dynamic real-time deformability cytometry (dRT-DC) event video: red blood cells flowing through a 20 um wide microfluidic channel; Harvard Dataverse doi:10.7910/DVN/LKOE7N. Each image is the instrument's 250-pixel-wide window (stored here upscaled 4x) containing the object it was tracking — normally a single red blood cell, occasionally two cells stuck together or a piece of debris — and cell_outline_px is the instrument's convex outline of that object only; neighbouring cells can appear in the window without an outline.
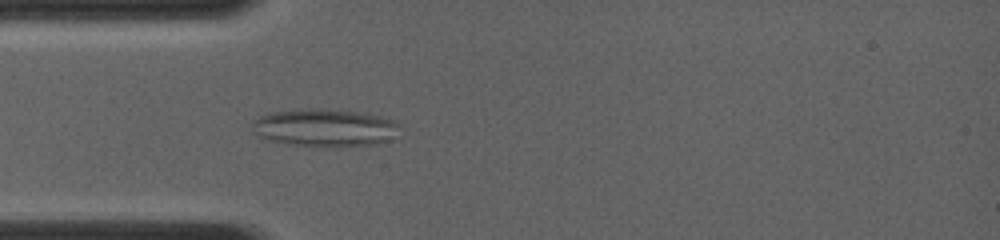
{"species": "common noctule bat (a hibernating species)", "species_latin": "Nyctalus noctula", "temperature_condition": "room temperature", "stored_images_in_passage": 49, "camera_frame_rate_fps": 4000, "um_per_image_px": 0.085, "animal": {"sex": "female", "body_mass_g": 19.0, "forearm_length_mm": 56.7}, "frame": {"image": 1, "passage_image": 11, "time_ms": 4.0, "image_size_px": [1000, 240], "cell_outline_px": [[396, 124], [388, 140], [376, 144], [288, 144], [268, 140], [256, 136], [252, 132], [252, 120], [268, 112], [312, 108], [320, 108], [356, 112], [380, 116], [396, 120]], "centroid_in_image_um": [27.44, 10.81], "position_along_channel_um": 57.6, "area_um2": 31.21}}
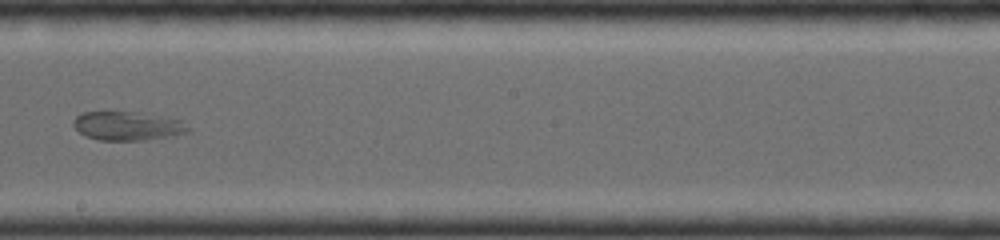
{"frame": {"image": 2, "passage_image": 21, "time_ms": 8.25, "image_size_px": [1000, 240], "cell_outline_px": [[192, 128], [188, 132], [168, 136], [144, 140], [100, 140], [84, 136], [72, 124], [72, 120], [76, 116], [84, 112], [136, 112], [184, 120]], "centroid_in_image_um": [10.86, 10.7], "position_along_channel_um": 237.3, "area_um2": 19.31}}
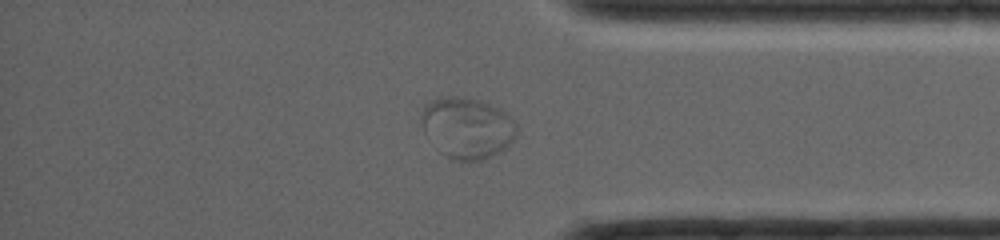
{"frame": {"image": 3, "passage_image": 35, "time_ms": 12.0, "image_size_px": [1000, 240], "cell_outline_px": [[516, 132], [512, 140], [500, 152], [484, 160], [468, 164], [452, 160], [440, 152], [424, 132], [420, 116], [424, 104], [432, 100], [452, 96], [456, 96], [476, 100], [500, 108], [516, 124]], "centroid_in_image_um": [39.68, 10.91], "position_along_channel_um": 395.5, "area_um2": 33.99}}